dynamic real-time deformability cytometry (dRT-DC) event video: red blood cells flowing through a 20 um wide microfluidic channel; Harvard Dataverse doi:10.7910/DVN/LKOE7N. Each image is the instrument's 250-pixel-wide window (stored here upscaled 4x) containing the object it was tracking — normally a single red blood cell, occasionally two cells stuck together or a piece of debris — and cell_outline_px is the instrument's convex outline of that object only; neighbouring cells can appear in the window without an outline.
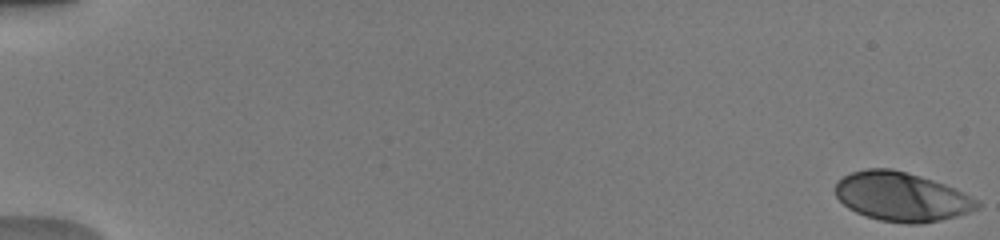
{"species": "human", "species_latin": "Homo sapiens", "temperature_condition": "warm", "stored_images_in_passage": 52, "camera_frame_rate_fps": 3000, "um_per_image_px": 0.085, "donor": {"sex": "male"}, "frame": {"image": 1, "passage_image": 1, "time_ms": 0.0, "image_size_px": [1000, 240], "cell_outline_px": [[980, 208], [956, 216], [940, 220], [920, 224], [908, 224], [880, 220], [864, 216], [848, 208], [836, 196], [836, 180], [852, 172], [864, 168], [892, 168], [920, 176], [944, 184], [980, 200]], "centroid_in_image_um": [76.63, 16.72], "position_along_channel_um": 8.4, "area_um2": 40.58}}
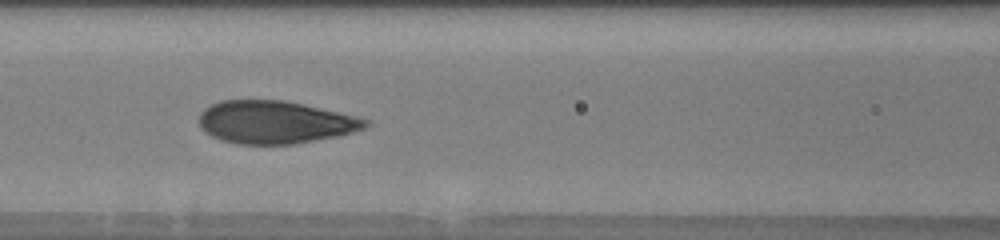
{"frame": {"image": 2, "passage_image": 25, "time_ms": 8.0, "image_size_px": [1000, 240], "cell_outline_px": [[372, 124], [368, 128], [340, 136], [296, 144], [236, 144], [220, 140], [212, 136], [200, 124], [200, 112], [204, 108], [220, 100], [284, 100], [356, 116], [368, 120]], "centroid_in_image_um": [23.43, 10.39], "position_along_channel_um": 143.2, "area_um2": 41.56}}
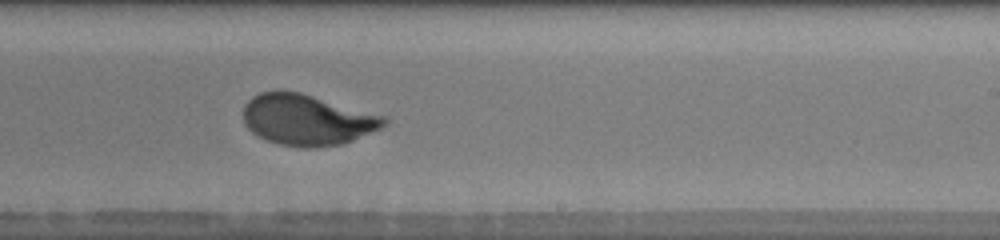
{"frame": {"image": 3, "passage_image": 34, "time_ms": 11.0, "image_size_px": [1000, 240], "cell_outline_px": [[388, 124], [380, 128], [344, 144], [316, 148], [304, 148], [280, 144], [264, 140], [252, 132], [244, 124], [244, 104], [252, 96], [260, 92], [276, 88], [300, 92], [388, 116]], "centroid_in_image_um": [26.11, 10.16], "position_along_channel_um": 262.9, "area_um2": 42.6}, "authors_computed_cell_mechanics": {"area_um2": 41.2114, "velocity_mm_per_s": 3.9974, "shape_relaxation_time_tau1_ms": 3.3312, "shape_relaxation_time_tau2_ms": null, "deformation_change_tau1": 0.1871, "deformation_change_tau2": null}}